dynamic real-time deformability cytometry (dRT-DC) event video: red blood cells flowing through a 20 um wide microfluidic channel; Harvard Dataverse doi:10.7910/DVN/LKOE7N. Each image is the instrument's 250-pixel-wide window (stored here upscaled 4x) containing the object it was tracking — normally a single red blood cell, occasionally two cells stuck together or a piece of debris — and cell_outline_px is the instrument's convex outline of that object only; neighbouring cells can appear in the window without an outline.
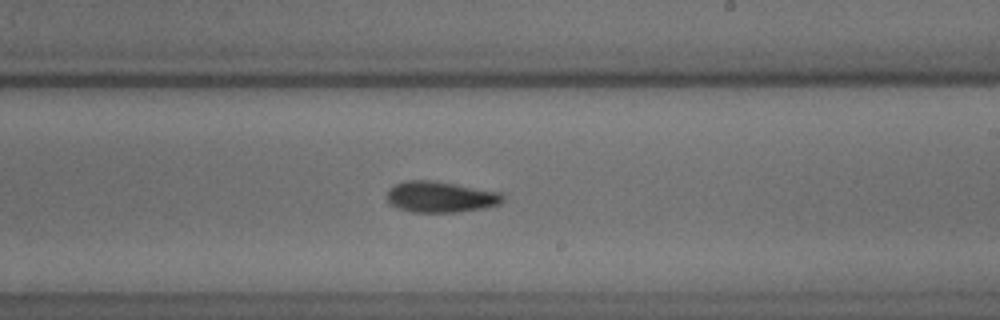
{"species": "common noctule bat (a hibernating species)", "species_latin": "Nyctalus noctula", "temperature_condition": "cold", "stored_images_in_passage": 46, "camera_frame_rate_fps": 3000, "um_per_image_px": 0.085, "animal": {"sex": "male", "body_mass_g": 18.8}, "frame": {"image": 1, "passage_image": 33, "time_ms": 10.667, "image_size_px": [1000, 320], "cell_outline_px": [[504, 200], [500, 204], [484, 208], [456, 212], [412, 212], [396, 208], [388, 204], [388, 192], [396, 184], [404, 180], [432, 180], [500, 192], [504, 196]], "centroid_in_image_um": [37.44, 16.74], "position_along_channel_um": 251.6, "area_um2": 20.92}}